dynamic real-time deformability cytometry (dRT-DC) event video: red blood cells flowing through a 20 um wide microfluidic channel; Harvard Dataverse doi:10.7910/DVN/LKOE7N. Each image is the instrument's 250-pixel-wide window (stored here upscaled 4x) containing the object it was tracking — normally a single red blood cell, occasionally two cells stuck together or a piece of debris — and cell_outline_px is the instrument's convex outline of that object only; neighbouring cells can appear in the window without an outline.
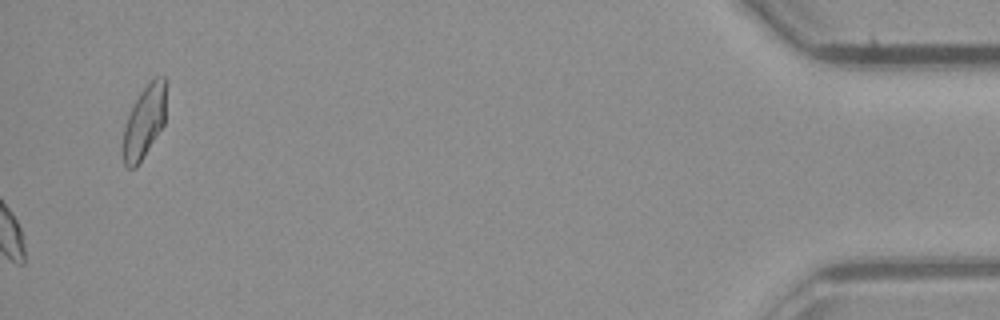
{"species": "common noctule bat (a hibernating species)", "species_latin": "Nyctalus noctula", "temperature_condition": "room temperature", "stored_images_in_passage": 50, "camera_frame_rate_fps": 3000, "um_per_image_px": 0.085, "animal": {"sex": "male", "body_mass_g": 23.1, "forearm_length_mm": 52.7}, "frame": {"image": 1, "passage_image": 50, "time_ms": 16.333, "image_size_px": [1000, 320], "cell_outline_px": [[164, 124], [136, 168], [128, 168], [124, 164], [120, 152], [124, 128], [128, 116], [140, 92], [156, 76], [164, 76]], "centroid_in_image_um": [12.2, 10.44], "position_along_channel_um": 423.0, "area_um2": 17.92}, "authors_computed_cell_mechanics": {"area_um2": 16.5886, "velocity_mm_per_s": 4.2326, "shape_relaxation_time_tau1_ms": null, "shape_relaxation_time_tau2_ms": 8.0428, "deformation_change_tau1": null, "deformation_change_tau2": 0.1035}}